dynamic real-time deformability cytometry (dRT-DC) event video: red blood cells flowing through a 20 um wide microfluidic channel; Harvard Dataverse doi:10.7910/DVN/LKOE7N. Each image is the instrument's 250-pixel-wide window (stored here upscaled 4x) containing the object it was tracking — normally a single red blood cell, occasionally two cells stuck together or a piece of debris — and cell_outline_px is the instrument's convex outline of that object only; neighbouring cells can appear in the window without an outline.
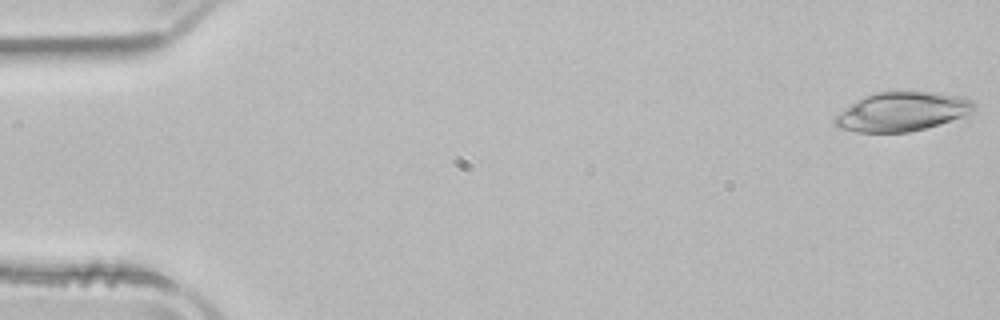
{"species": "common noctule bat (a hibernating species)", "species_latin": "Nyctalus noctula", "temperature_condition": "room temperature", "stored_images_in_passage": 51, "camera_frame_rate_fps": 3000, "um_per_image_px": 0.085, "animal": {"sex": "male", "body_mass_g": 21.5, "forearm_length_mm": 52.0}, "frame": {"image": 1, "passage_image": 1, "time_ms": 0.0, "image_size_px": [1000, 320], "cell_outline_px": [[976, 108], [972, 112], [964, 116], [940, 124], [908, 132], [856, 132], [836, 128], [832, 120], [836, 116], [852, 104], [864, 96], [876, 92], [936, 92], [964, 96], [972, 100], [976, 104]], "centroid_in_image_um": [76.71, 9.49], "position_along_channel_um": 8.3, "area_um2": 31.67}}
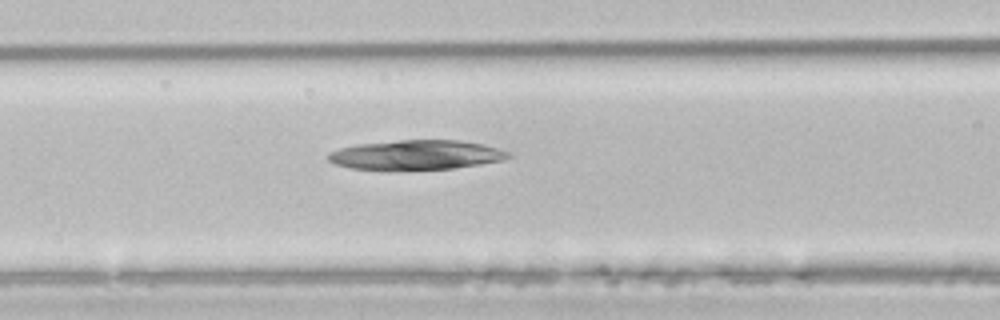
{"frame": {"image": 2, "passage_image": 21, "time_ms": 6.667, "image_size_px": [1000, 320], "cell_outline_px": [[512, 156], [504, 160], [456, 168], [388, 172], [352, 168], [336, 164], [328, 160], [328, 152], [340, 148], [360, 144], [400, 140], [460, 140], [484, 144], [508, 152]], "centroid_in_image_um": [35.35, 13.2], "position_along_channel_um": 131.2, "area_um2": 31.73}}
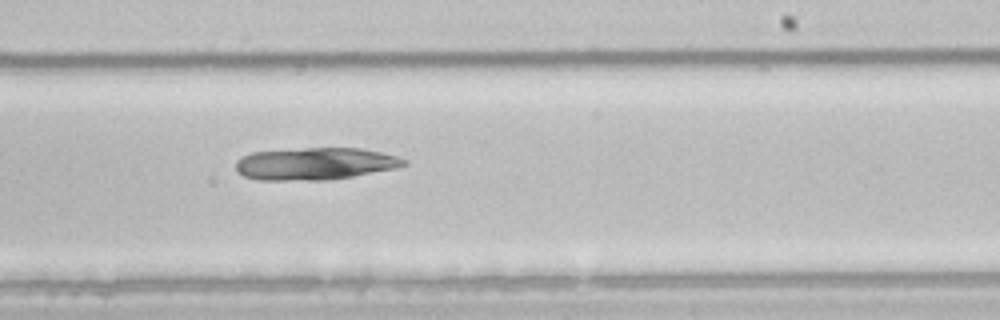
{"frame": {"image": 3, "passage_image": 31, "time_ms": 10.0, "image_size_px": [1000, 320], "cell_outline_px": [[408, 164], [396, 168], [352, 176], [328, 180], [256, 180], [244, 176], [236, 172], [236, 160], [240, 156], [252, 152], [304, 148], [360, 148], [380, 152], [396, 156], [408, 160]], "centroid_in_image_um": [26.75, 13.92], "position_along_channel_um": 262.3, "area_um2": 31.73}}